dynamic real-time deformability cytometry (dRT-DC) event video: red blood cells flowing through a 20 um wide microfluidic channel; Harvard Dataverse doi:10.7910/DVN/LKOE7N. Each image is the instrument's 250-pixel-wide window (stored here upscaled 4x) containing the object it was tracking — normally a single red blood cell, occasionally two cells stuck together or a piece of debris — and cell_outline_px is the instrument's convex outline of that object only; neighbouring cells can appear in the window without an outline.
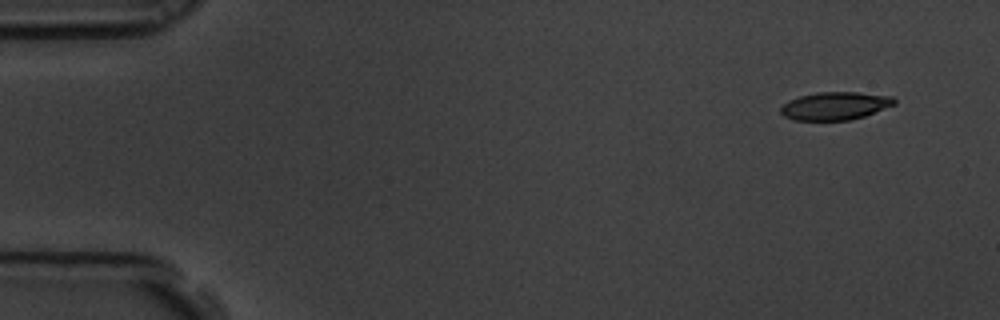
{"species": "common noctule bat (a hibernating species)", "species_latin": "Nyctalus noctula", "temperature_condition": "room temperature", "stored_images_in_passage": 6, "camera_frame_rate_fps": 3000, "um_per_image_px": 0.085, "animal": {"sex": "male", "body_mass_g": 19.5, "forearm_length_mm": 54.6}, "frame": {"image": 1, "passage_image": 1, "time_ms": 0.0, "image_size_px": [1000, 320], "cell_outline_px": [[896, 104], [864, 116], [848, 120], [796, 120], [784, 116], [780, 112], [780, 108], [788, 100], [800, 96], [816, 92], [856, 92], [892, 96], [896, 100]], "centroid_in_image_um": [70.98, 8.99], "position_along_channel_um": 14.0, "area_um2": 18.44}}
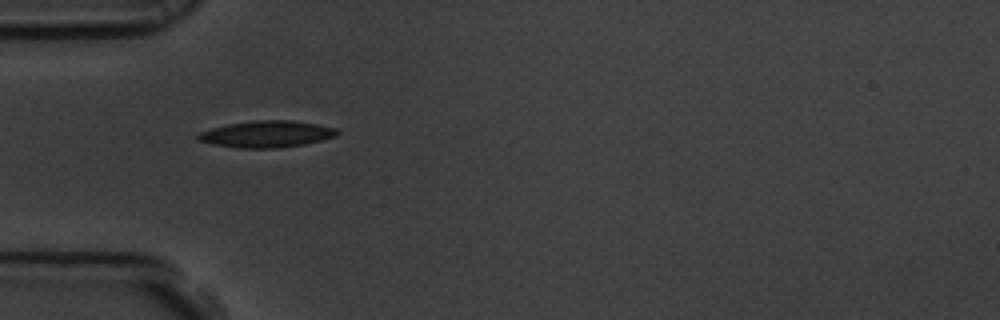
{"frame": {"image": 2, "passage_image": 5, "time_ms": 1.333, "image_size_px": [1000, 320], "cell_outline_px": [[340, 132], [336, 136], [304, 144], [276, 148], [236, 148], [212, 144], [200, 140], [196, 136], [200, 132], [212, 128], [228, 124], [260, 120], [292, 120], [316, 124], [336, 128]], "centroid_in_image_um": [22.68, 11.4], "position_along_channel_um": 62.3, "area_um2": 21.39}}
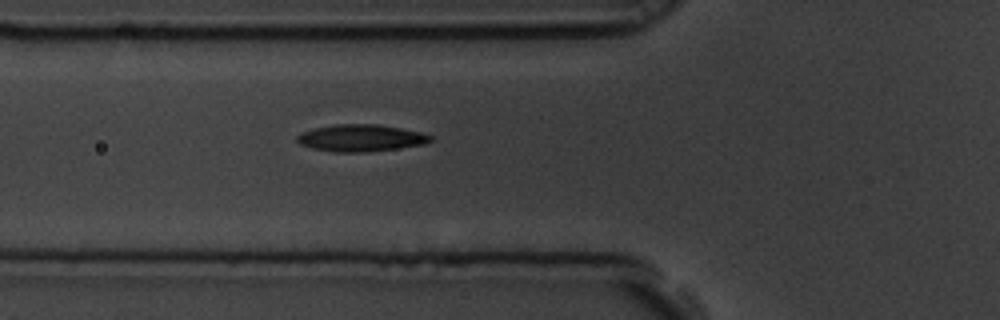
{"frame": {"image": 3, "passage_image": 6, "time_ms": 1.667, "image_size_px": [1000, 320], "cell_outline_px": [[432, 140], [424, 144], [368, 152], [336, 152], [312, 148], [300, 144], [296, 140], [296, 136], [300, 132], [312, 128], [336, 124], [376, 124], [400, 128], [420, 132], [432, 136]], "centroid_in_image_um": [30.62, 11.72], "position_along_channel_um": 95.2, "area_um2": 20.92}}